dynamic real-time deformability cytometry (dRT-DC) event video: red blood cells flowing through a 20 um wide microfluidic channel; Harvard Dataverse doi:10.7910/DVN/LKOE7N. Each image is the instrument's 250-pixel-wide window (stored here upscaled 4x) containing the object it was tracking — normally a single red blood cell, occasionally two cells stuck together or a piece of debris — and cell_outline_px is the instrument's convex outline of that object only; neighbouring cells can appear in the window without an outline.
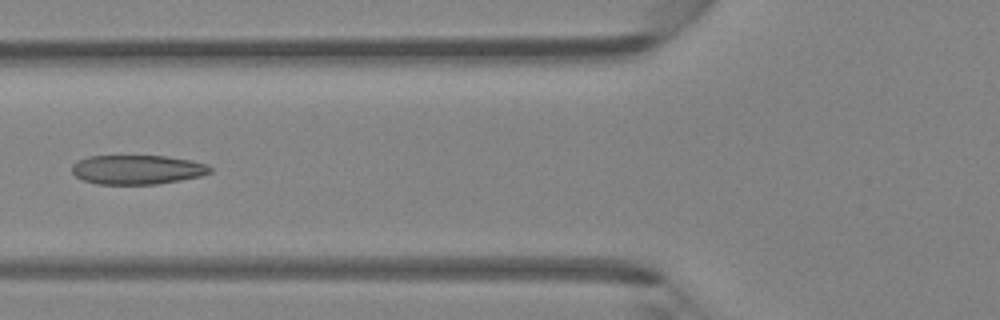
{"species": "Egyptian fruit bat (a non-hibernating species)", "species_latin": "Rousettus aegyptiacus", "temperature_condition": "room temperature", "stored_images_in_passage": 45, "camera_frame_rate_fps": 3000, "um_per_image_px": 0.085, "animal": {"sex": "female"}, "frame": {"image": 1, "passage_image": 18, "time_ms": 5.667, "image_size_px": [1000, 320], "cell_outline_px": [[212, 172], [200, 176], [180, 180], [156, 184], [96, 184], [84, 180], [76, 176], [72, 172], [72, 164], [88, 156], [164, 156], [192, 160], [208, 164], [212, 168]], "centroid_in_image_um": [11.69, 14.42], "position_along_channel_um": 114.1, "area_um2": 23.58}}
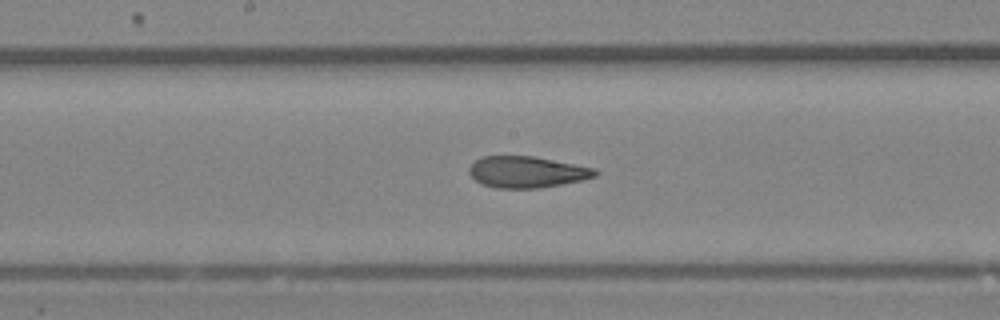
{"frame": {"image": 2, "passage_image": 24, "time_ms": 7.667, "image_size_px": [1000, 320], "cell_outline_px": [[600, 172], [596, 176], [580, 180], [540, 188], [496, 188], [480, 184], [468, 172], [468, 168], [476, 160], [484, 156], [536, 156], [596, 168]], "centroid_in_image_um": [44.79, 14.61], "position_along_channel_um": 203.4, "area_um2": 23.12}}
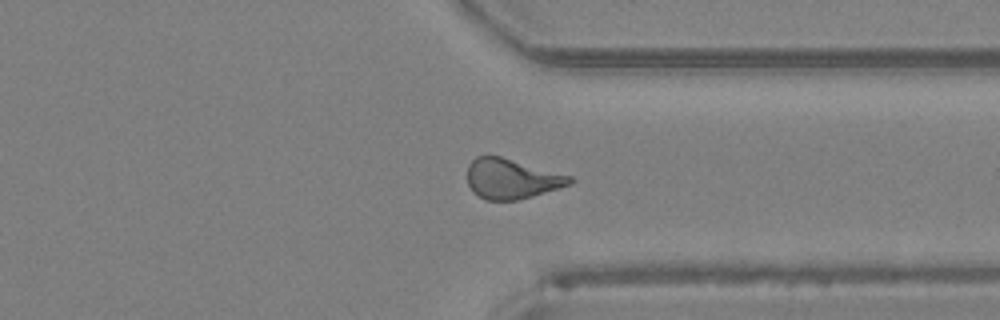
{"frame": {"image": 3, "passage_image": 35, "time_ms": 11.333, "image_size_px": [1000, 320], "cell_outline_px": [[576, 180], [572, 184], [532, 196], [516, 200], [484, 200], [472, 192], [468, 184], [468, 164], [476, 156], [500, 156], [572, 176]], "centroid_in_image_um": [43.49, 15.2], "position_along_channel_um": 367.9, "area_um2": 23.93}}